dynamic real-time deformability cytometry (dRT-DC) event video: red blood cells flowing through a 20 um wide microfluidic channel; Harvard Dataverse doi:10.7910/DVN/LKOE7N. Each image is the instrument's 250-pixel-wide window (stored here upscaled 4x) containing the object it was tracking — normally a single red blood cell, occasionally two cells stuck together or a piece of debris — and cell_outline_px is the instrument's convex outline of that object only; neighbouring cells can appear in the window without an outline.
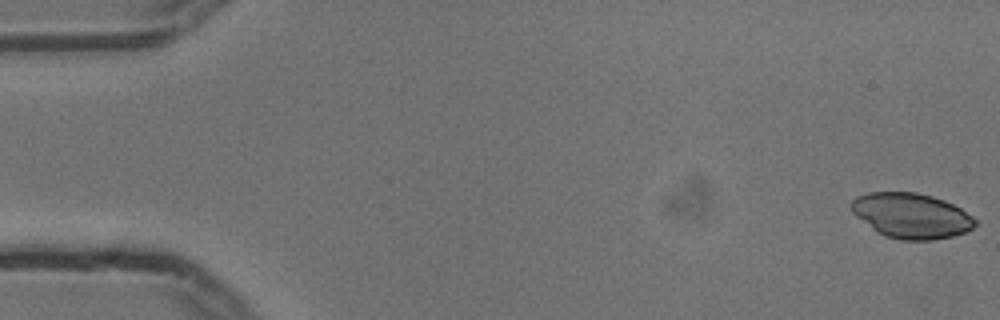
{"species": "common noctule bat (a hibernating species)", "species_latin": "Nyctalus noctula", "temperature_condition": "cold", "stored_images_in_passage": 17, "camera_frame_rate_fps": 3000, "um_per_image_px": 0.085, "animal": {"sex": "male", "body_mass_g": 13.3}, "frame": {"image": 1, "passage_image": 1, "time_ms": 0.0, "image_size_px": [1000, 320], "cell_outline_px": [[976, 224], [972, 228], [964, 232], [952, 236], [932, 240], [900, 240], [884, 236], [876, 232], [856, 216], [852, 212], [848, 204], [856, 196], [868, 192], [916, 192], [932, 196], [944, 200], [960, 208], [972, 216], [976, 220]], "centroid_in_image_um": [77.41, 18.33], "position_along_channel_um": 7.6, "area_um2": 32.77}}